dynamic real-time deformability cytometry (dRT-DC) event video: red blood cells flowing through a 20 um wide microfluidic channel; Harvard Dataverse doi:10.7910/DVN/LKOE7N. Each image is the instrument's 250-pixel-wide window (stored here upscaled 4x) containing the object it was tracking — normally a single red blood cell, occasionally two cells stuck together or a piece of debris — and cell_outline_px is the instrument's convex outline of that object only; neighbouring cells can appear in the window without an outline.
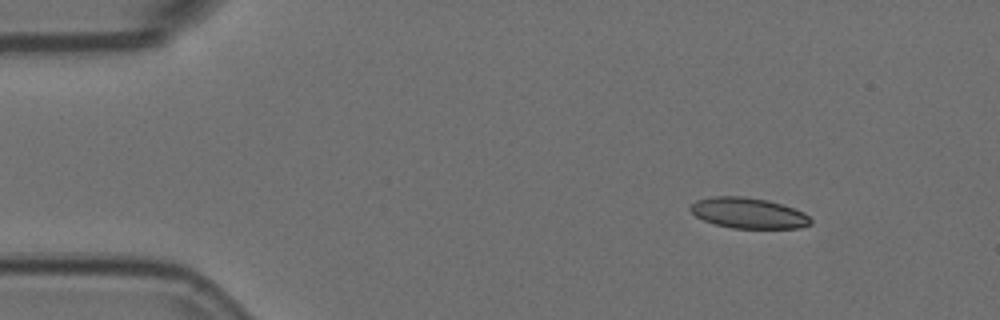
{"species": "Egyptian fruit bat (a non-hibernating species)", "species_latin": "Rousettus aegyptiacus", "temperature_condition": "room temperature", "stored_images_in_passage": 9, "camera_frame_rate_fps": 3000, "um_per_image_px": 0.085, "animal": {"sex": "female"}, "frame": {"image": 1, "passage_image": 1, "time_ms": 0.0, "image_size_px": [1000, 320], "cell_outline_px": [[812, 224], [800, 228], [732, 228], [716, 224], [704, 220], [696, 216], [688, 208], [696, 200], [712, 196], [744, 196], [768, 200], [804, 212], [812, 220]], "centroid_in_image_um": [63.61, 18.11], "position_along_channel_um": 21.4, "area_um2": 21.44}}
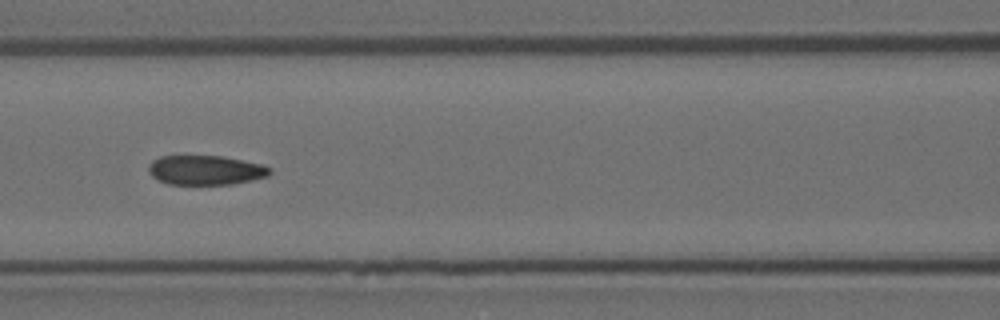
{"frame": {"image": 2, "passage_image": 6, "time_ms": 1.667, "image_size_px": [1000, 320], "cell_outline_px": [[272, 172], [268, 176], [252, 180], [232, 184], [168, 184], [152, 176], [148, 172], [148, 164], [152, 160], [160, 156], [224, 156], [260, 164], [272, 168]], "centroid_in_image_um": [17.47, 14.46], "position_along_channel_um": 149.1, "area_um2": 20.87}}
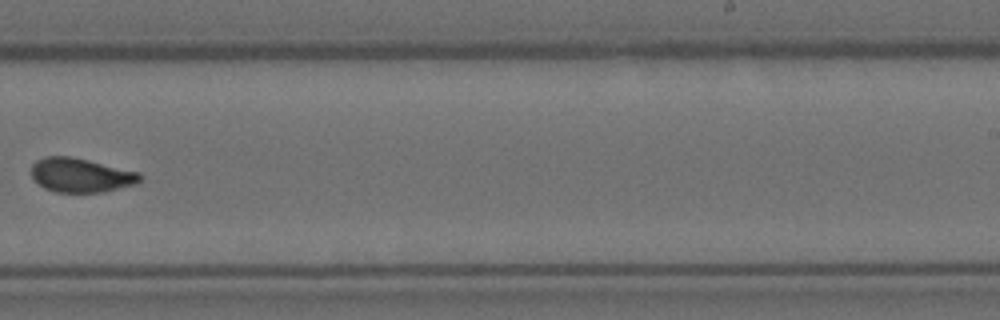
{"frame": {"image": 3, "passage_image": 9, "time_ms": 2.667, "image_size_px": [1000, 320], "cell_outline_px": [[140, 180], [136, 184], [104, 192], [56, 192], [44, 188], [32, 176], [32, 164], [36, 160], [44, 156], [72, 156], [140, 172]], "centroid_in_image_um": [6.87, 14.88], "position_along_channel_um": 282.1, "area_um2": 21.62}}